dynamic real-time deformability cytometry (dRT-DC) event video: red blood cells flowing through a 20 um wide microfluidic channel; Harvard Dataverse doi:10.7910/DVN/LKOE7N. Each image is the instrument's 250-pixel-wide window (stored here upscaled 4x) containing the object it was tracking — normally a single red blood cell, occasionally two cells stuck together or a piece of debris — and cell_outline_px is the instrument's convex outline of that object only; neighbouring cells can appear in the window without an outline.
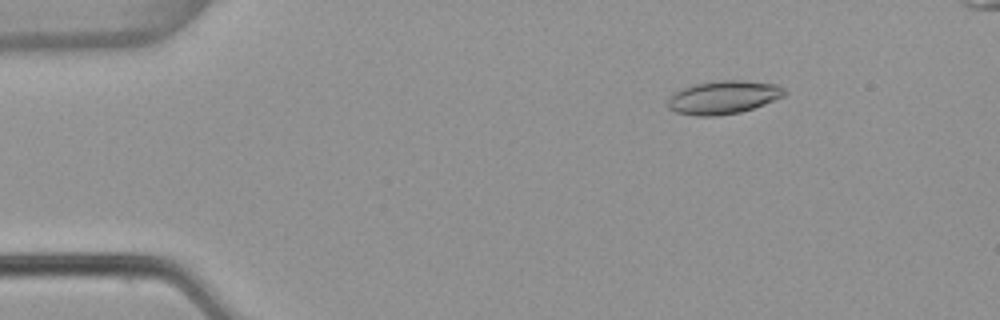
{"species": "common noctule bat (a hibernating species)", "species_latin": "Nyctalus noctula", "temperature_condition": "warm", "stored_images_in_passage": 53, "camera_frame_rate_fps": 3000, "um_per_image_px": 0.085, "animal": {"sex": "female", "body_mass_g": 22.7, "forearm_length_mm": 54.2}, "frame": {"image": 1, "passage_image": 8, "time_ms": 2.333, "image_size_px": [1000, 320], "cell_outline_px": [[788, 92], [784, 96], [764, 104], [740, 112], [716, 116], [696, 116], [676, 112], [668, 108], [668, 96], [684, 88], [696, 84], [720, 80], [744, 80], [776, 84], [784, 88]], "centroid_in_image_um": [61.5, 8.27], "position_along_channel_um": 23.5, "area_um2": 22.54}}
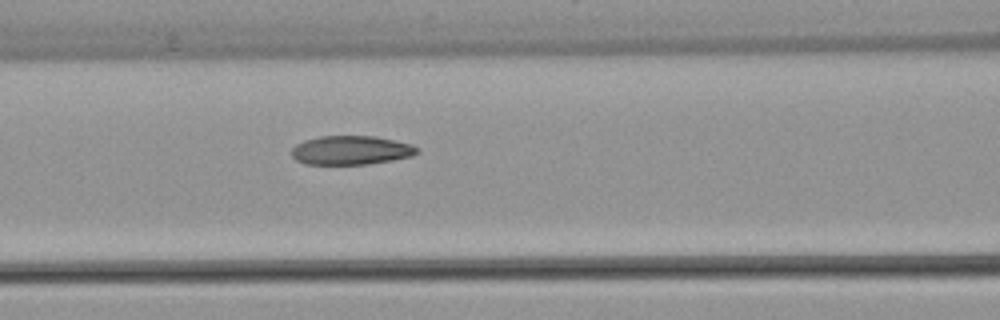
{"frame": {"image": 2, "passage_image": 23, "time_ms": 7.333, "image_size_px": [1000, 320], "cell_outline_px": [[420, 152], [412, 156], [392, 160], [368, 164], [304, 164], [296, 160], [292, 156], [292, 148], [296, 144], [304, 140], [320, 136], [376, 136], [412, 144], [420, 148]], "centroid_in_image_um": [29.86, 12.77], "position_along_channel_um": 136.7, "area_um2": 21.33}}
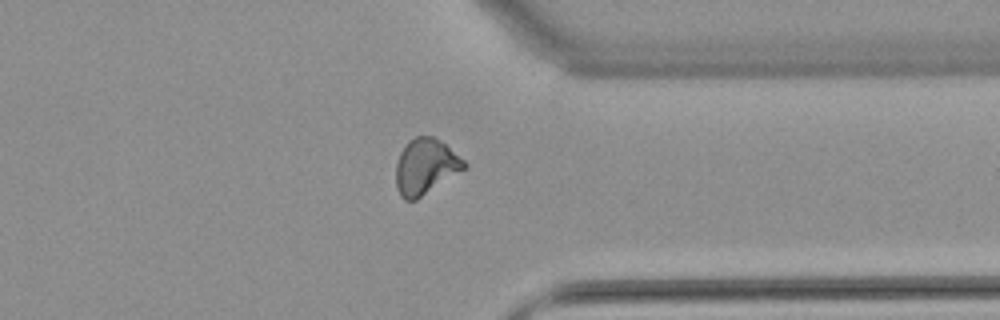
{"frame": {"image": 3, "passage_image": 42, "time_ms": 13.667, "image_size_px": [1000, 320], "cell_outline_px": [[468, 168], [416, 200], [404, 200], [400, 196], [396, 188], [396, 164], [400, 152], [408, 140], [416, 136], [432, 136], [444, 144], [464, 160], [468, 164]], "centroid_in_image_um": [36.17, 14.18], "position_along_channel_um": 375.2, "area_um2": 22.25}}